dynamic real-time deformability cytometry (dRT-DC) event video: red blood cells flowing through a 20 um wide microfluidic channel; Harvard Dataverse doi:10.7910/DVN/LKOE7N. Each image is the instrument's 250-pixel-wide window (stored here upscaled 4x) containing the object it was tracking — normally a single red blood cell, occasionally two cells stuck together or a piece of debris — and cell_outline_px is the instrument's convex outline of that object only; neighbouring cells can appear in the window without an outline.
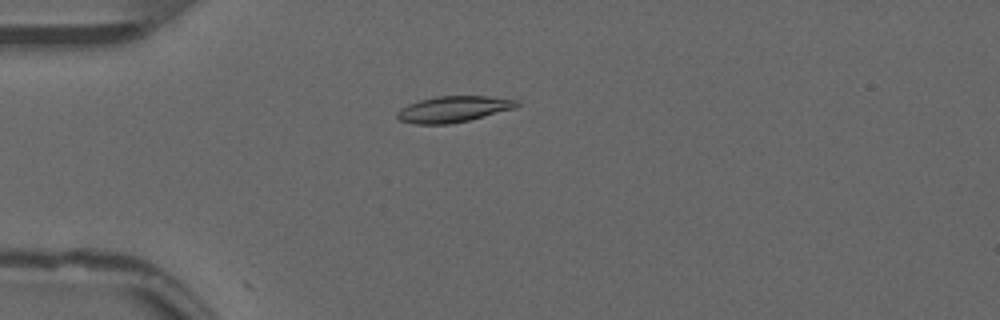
{"species": "common noctule bat (a hibernating species)", "species_latin": "Nyctalus noctula", "temperature_condition": "warm", "stored_images_in_passage": 49, "camera_frame_rate_fps": 3000, "um_per_image_px": 0.085, "animal": {"sex": "male", "forearm_length_mm": 52.5}, "frame": {"image": 1, "passage_image": 10, "time_ms": 3.0, "image_size_px": [1000, 320], "cell_outline_px": [[520, 104], [508, 108], [468, 120], [444, 124], [420, 124], [400, 120], [396, 116], [404, 108], [412, 104], [424, 100], [444, 96], [484, 96], [508, 100]], "centroid_in_image_um": [38.45, 9.29], "position_along_channel_um": 46.5, "area_um2": 16.65}}
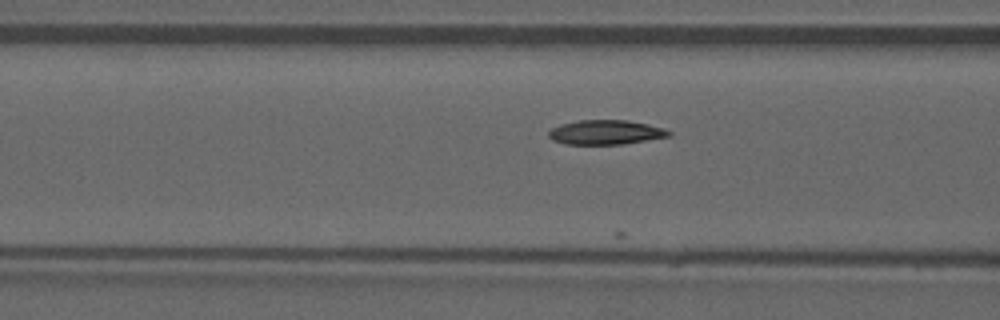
{"frame": {"image": 2, "passage_image": 17, "time_ms": 5.333, "image_size_px": [1000, 320], "cell_outline_px": [[668, 136], [620, 144], [568, 144], [556, 140], [548, 136], [548, 132], [552, 128], [564, 124], [584, 120], [624, 120], [644, 124], [660, 128], [668, 132]], "centroid_in_image_um": [51.41, 11.25], "position_along_channel_um": 115.2, "area_um2": 16.24}}
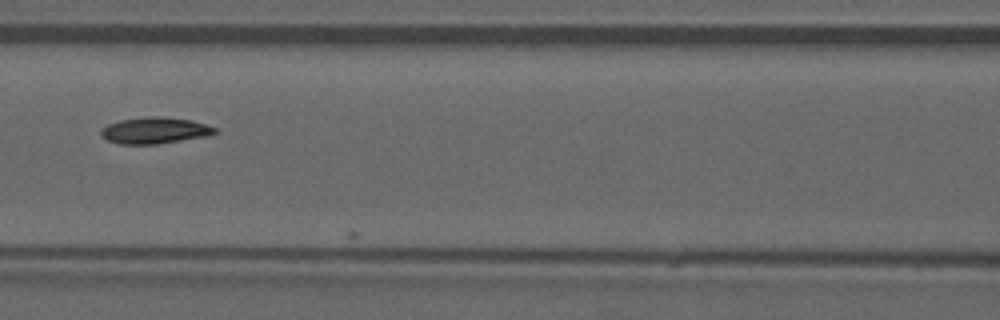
{"frame": {"image": 3, "passage_image": 20, "time_ms": 6.333, "image_size_px": [1000, 320], "cell_outline_px": [[216, 132], [176, 140], [152, 144], [124, 144], [108, 140], [100, 132], [108, 124], [124, 120], [188, 120], [204, 124], [216, 128]], "centroid_in_image_um": [13.07, 11.14], "position_along_channel_um": 153.5, "area_um2": 15.32}, "authors_computed_cell_mechanics": {"area_um2": 15.895, "velocity_mm_per_s": 3.8151, "shape_relaxation_time_tau1_ms": null, "shape_relaxation_time_tau2_ms": 3.8413, "deformation_change_tau1": null, "deformation_change_tau2": 0.0826}}